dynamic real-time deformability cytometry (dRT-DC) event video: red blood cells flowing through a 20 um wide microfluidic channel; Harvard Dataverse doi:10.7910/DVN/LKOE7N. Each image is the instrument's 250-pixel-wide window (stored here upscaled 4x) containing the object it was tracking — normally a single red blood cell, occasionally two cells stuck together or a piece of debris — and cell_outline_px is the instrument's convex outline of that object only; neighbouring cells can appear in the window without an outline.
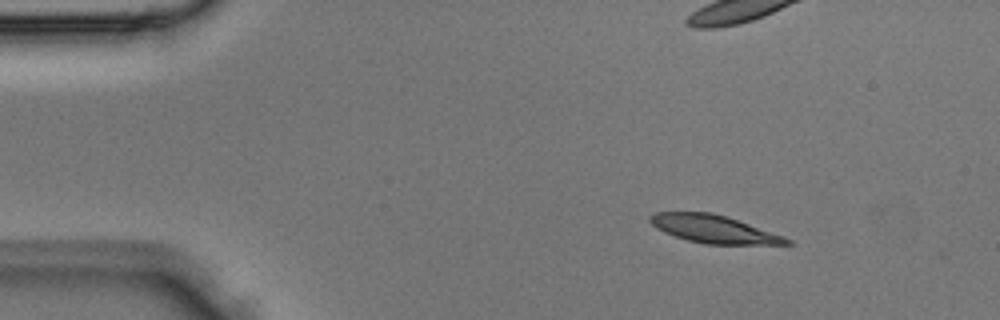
{"species": "Egyptian fruit bat (a non-hibernating species)", "species_latin": "Rousettus aegyptiacus", "temperature_condition": "room temperature", "stored_images_in_passage": 5, "camera_frame_rate_fps": 3000, "um_per_image_px": 0.085, "animal": {"sex": "male"}, "frame": {"image": 1, "passage_image": 2, "time_ms": 0.333, "image_size_px": [1000, 320], "cell_outline_px": [[796, 244], [704, 244], [688, 240], [664, 232], [656, 228], [648, 220], [648, 216], [656, 212], [712, 212], [728, 216], [784, 236], [792, 240]], "centroid_in_image_um": [60.69, 19.46], "position_along_channel_um": 24.3, "area_um2": 22.25}}
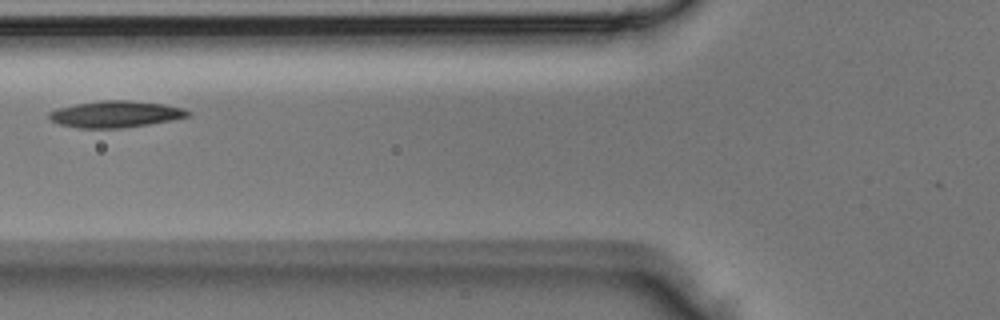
{"frame": {"image": 2, "passage_image": 5, "time_ms": 1.333, "image_size_px": [1000, 320], "cell_outline_px": [[192, 112], [188, 116], [172, 120], [148, 124], [120, 128], [80, 128], [60, 124], [52, 120], [48, 116], [48, 112], [56, 108], [76, 104], [100, 100], [128, 100], [164, 104], [184, 108]], "centroid_in_image_um": [9.82, 9.69], "position_along_channel_um": 116.0, "area_um2": 21.44}}